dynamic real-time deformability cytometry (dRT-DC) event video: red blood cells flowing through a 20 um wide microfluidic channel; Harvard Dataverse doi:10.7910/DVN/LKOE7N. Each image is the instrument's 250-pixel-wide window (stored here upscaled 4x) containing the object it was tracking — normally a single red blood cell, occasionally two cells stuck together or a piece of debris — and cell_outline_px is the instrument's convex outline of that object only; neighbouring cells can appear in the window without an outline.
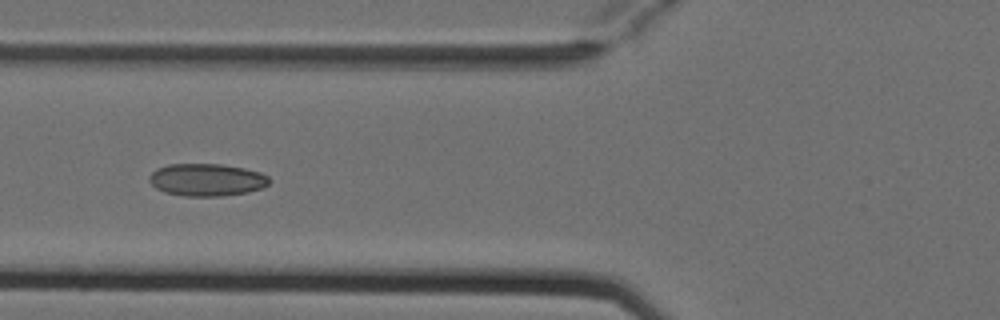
{"species": "Egyptian fruit bat (a non-hibernating species)", "species_latin": "Rousettus aegyptiacus", "temperature_condition": "cold", "stored_images_in_passage": 7, "camera_frame_rate_fps": 3000, "um_per_image_px": 0.085, "animal": {"sex": "female"}, "frame": {"image": 1, "passage_image": 4, "time_ms": 1.0, "image_size_px": [1000, 320], "cell_outline_px": [[268, 184], [264, 188], [248, 192], [220, 196], [184, 196], [164, 192], [156, 188], [148, 180], [148, 176], [156, 168], [168, 164], [220, 164], [244, 168], [260, 172], [268, 176]], "centroid_in_image_um": [17.55, 15.28], "position_along_channel_um": 108.3, "area_um2": 22.77}}
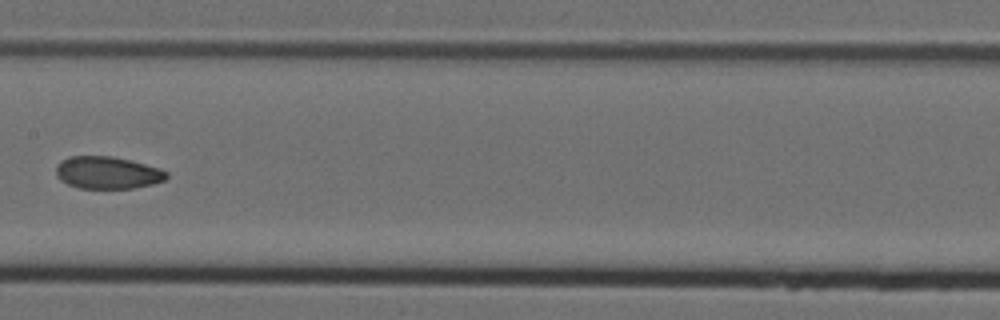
{"frame": {"image": 2, "passage_image": 6, "time_ms": 1.667, "image_size_px": [1000, 320], "cell_outline_px": [[168, 176], [164, 180], [152, 184], [132, 188], [76, 188], [60, 180], [56, 176], [56, 164], [60, 160], [68, 156], [112, 156], [160, 168], [168, 172]], "centroid_in_image_um": [9.09, 14.67], "position_along_channel_um": 198.3, "area_um2": 20.87}}
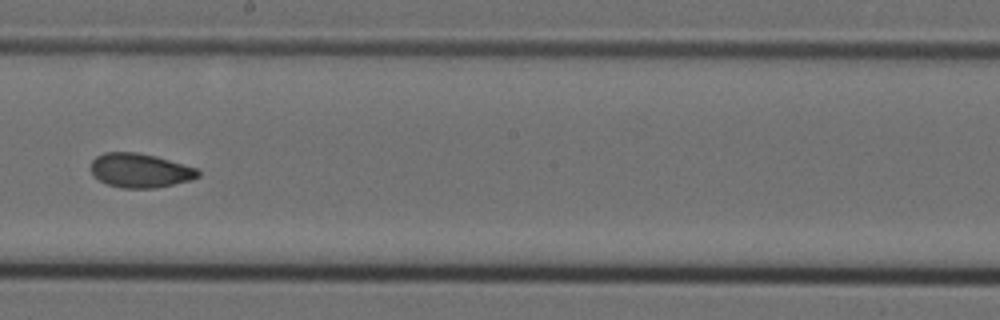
{"frame": {"image": 3, "passage_image": 7, "time_ms": 2.0, "image_size_px": [1000, 320], "cell_outline_px": [[200, 176], [192, 180], [156, 188], [120, 188], [108, 184], [92, 176], [88, 168], [92, 160], [96, 156], [104, 152], [136, 152], [156, 156], [196, 168], [200, 172]], "centroid_in_image_um": [11.86, 14.49], "position_along_channel_um": 236.3, "area_um2": 21.62}}